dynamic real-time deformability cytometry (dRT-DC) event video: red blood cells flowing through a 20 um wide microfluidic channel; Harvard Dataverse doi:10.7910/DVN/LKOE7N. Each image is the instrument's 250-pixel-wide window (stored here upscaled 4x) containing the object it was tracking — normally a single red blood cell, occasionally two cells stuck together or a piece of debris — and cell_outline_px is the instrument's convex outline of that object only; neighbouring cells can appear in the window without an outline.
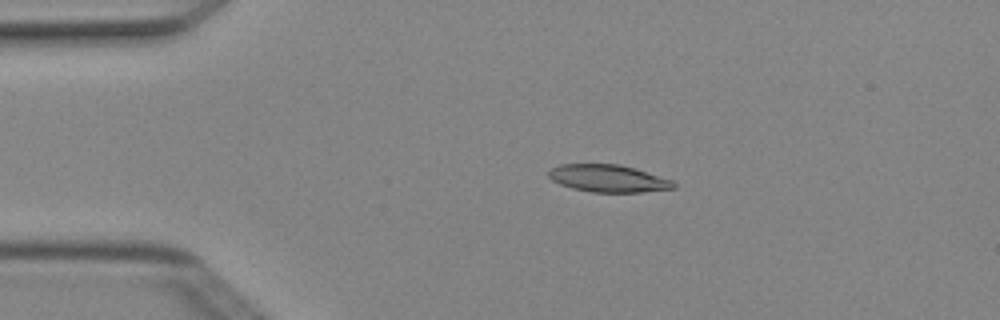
{"species": "Egyptian fruit bat (a non-hibernating species)", "species_latin": "Rousettus aegyptiacus", "temperature_condition": "cold", "stored_images_in_passage": 3, "camera_frame_rate_fps": 3000, "um_per_image_px": 0.085, "animal": {"sex": "female"}, "frame": {"image": 1, "passage_image": 2, "time_ms": 0.333, "image_size_px": [1000, 320], "cell_outline_px": [[676, 188], [644, 192], [592, 192], [572, 188], [560, 184], [552, 180], [548, 176], [548, 172], [552, 168], [560, 164], [620, 164], [672, 180], [676, 184]], "centroid_in_image_um": [51.69, 15.17], "position_along_channel_um": 33.3, "area_um2": 19.83}}